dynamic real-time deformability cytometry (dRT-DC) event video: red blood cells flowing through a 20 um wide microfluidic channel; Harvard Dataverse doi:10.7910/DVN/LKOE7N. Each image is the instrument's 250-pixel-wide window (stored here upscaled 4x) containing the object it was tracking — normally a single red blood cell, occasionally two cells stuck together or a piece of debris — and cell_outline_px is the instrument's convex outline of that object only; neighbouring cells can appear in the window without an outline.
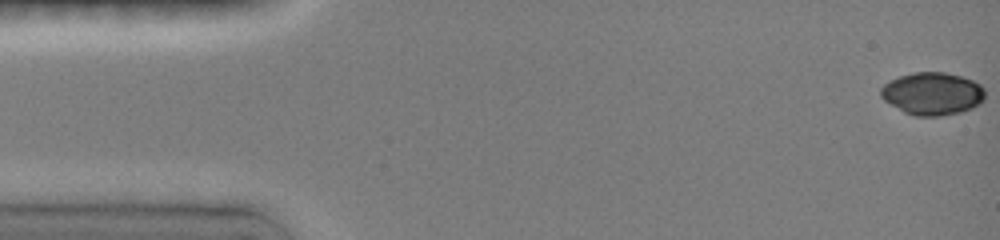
{"species": "common noctule bat (a hibernating species)", "species_latin": "Nyctalus noctula", "temperature_condition": "room temperature", "stored_images_in_passage": 27, "camera_frame_rate_fps": 3000, "um_per_image_px": 0.085, "animal": {"sex": "female", "body_mass_g": 19.0, "forearm_length_mm": 51.5}, "frame": {"image": 1, "passage_image": 1, "time_ms": 0.0, "image_size_px": [1000, 240], "cell_outline_px": [[984, 100], [972, 108], [960, 112], [940, 116], [916, 116], [904, 112], [884, 100], [880, 96], [880, 88], [888, 80], [912, 72], [944, 72], [960, 76], [972, 80], [980, 84], [984, 88]], "centroid_in_image_um": [79.24, 7.95], "position_along_channel_um": 5.8, "area_um2": 25.95}}
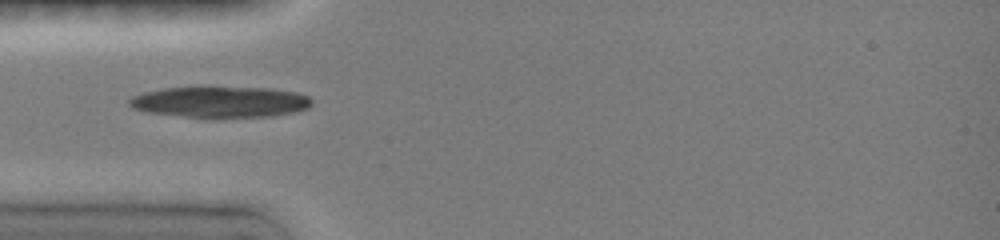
{"frame": {"image": 2, "passage_image": 14, "time_ms": 4.667, "image_size_px": [1000, 240], "cell_outline_px": [[312, 104], [308, 108], [292, 112], [272, 116], [216, 120], [204, 120], [148, 112], [132, 108], [128, 104], [128, 100], [132, 96], [144, 92], [164, 88], [268, 88], [296, 92], [308, 96], [312, 100]], "centroid_in_image_um": [18.69, 8.72], "position_along_channel_um": 66.3, "area_um2": 33.81}}
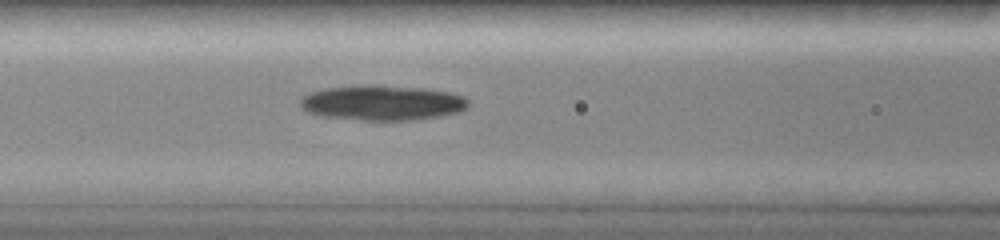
{"frame": {"image": 3, "passage_image": 19, "time_ms": 6.333, "image_size_px": [1000, 240], "cell_outline_px": [[468, 104], [460, 112], [440, 116], [416, 120], [360, 120], [320, 116], [304, 112], [300, 104], [300, 96], [308, 92], [328, 88], [420, 88], [448, 92], [464, 96], [468, 100]], "centroid_in_image_um": [32.46, 8.8], "position_along_channel_um": 134.1, "area_um2": 33.29}}